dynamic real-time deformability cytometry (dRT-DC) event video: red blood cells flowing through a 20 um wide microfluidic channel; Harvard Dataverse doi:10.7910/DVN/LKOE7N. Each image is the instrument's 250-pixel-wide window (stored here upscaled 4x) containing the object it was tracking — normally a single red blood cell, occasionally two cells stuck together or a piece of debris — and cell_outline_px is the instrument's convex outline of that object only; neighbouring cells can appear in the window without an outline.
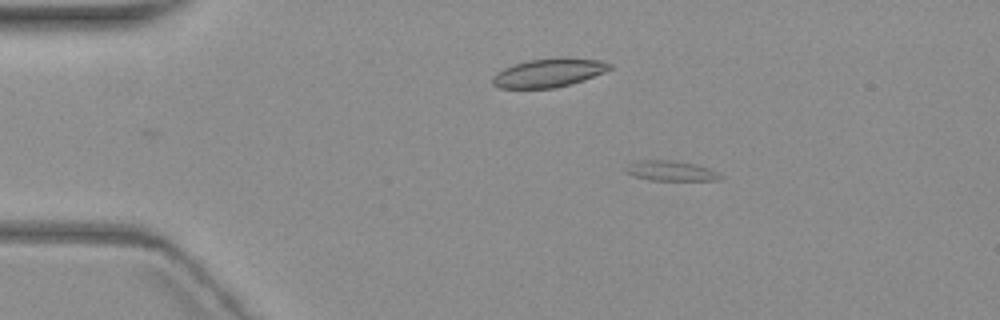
{"species": "common noctule bat (a hibernating species)", "species_latin": "Nyctalus noctula", "temperature_condition": "warm", "stored_images_in_passage": 5, "camera_frame_rate_fps": 3000, "um_per_image_px": 0.085, "animal": {"sex": "female", "body_mass_g": 19.3, "forearm_length_mm": 54.1}, "frame": {"image": 1, "passage_image": 3, "time_ms": 2.667, "image_size_px": [1000, 320], "cell_outline_px": [[724, 176], [716, 180], [648, 180], [632, 176], [624, 172], [624, 168], [628, 164], [636, 160], [672, 160], [696, 164], [720, 172]], "centroid_in_image_um": [56.98, 14.52], "position_along_channel_um": 28.0, "area_um2": 11.33}}